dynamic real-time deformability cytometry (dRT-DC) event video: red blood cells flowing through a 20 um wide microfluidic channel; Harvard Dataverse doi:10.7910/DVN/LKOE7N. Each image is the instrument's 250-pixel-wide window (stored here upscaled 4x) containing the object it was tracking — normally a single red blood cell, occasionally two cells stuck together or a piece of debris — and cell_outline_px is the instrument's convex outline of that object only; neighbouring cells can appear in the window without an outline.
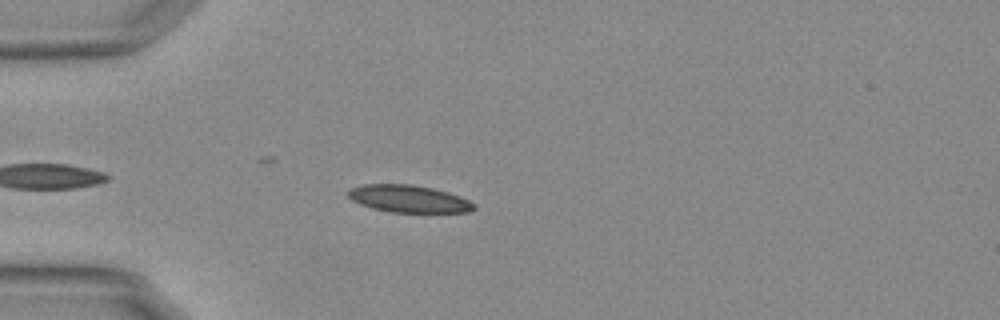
{"species": "Egyptian fruit bat (a non-hibernating species)", "species_latin": "Rousettus aegyptiacus", "temperature_condition": "warm", "stored_images_in_passage": 10, "camera_frame_rate_fps": 3000, "um_per_image_px": 0.085, "animal": {"sex": "female"}, "frame": {"image": 1, "passage_image": 6, "time_ms": 1.667, "image_size_px": [1000, 320], "cell_outline_px": [[476, 208], [468, 212], [392, 212], [372, 208], [360, 204], [352, 200], [348, 196], [348, 192], [352, 188], [364, 184], [412, 184], [432, 188], [448, 192], [460, 196], [476, 204]], "centroid_in_image_um": [34.76, 16.89], "position_along_channel_um": 50.2, "area_um2": 19.94}}